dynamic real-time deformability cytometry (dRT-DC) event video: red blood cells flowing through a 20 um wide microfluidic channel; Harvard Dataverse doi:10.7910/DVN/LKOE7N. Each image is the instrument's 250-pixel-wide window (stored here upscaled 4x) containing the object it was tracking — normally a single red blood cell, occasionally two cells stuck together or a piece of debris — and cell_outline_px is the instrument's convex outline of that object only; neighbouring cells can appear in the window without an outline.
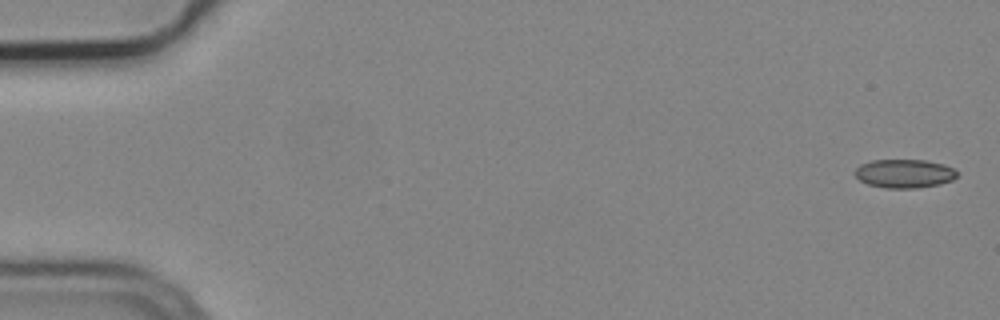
{"species": "common noctule bat (a hibernating species)", "species_latin": "Nyctalus noctula", "temperature_condition": "cold", "stored_images_in_passage": 6, "camera_frame_rate_fps": 3000, "um_per_image_px": 0.085, "animal": {"sex": "male", "body_mass_g": 19.2, "forearm_length_mm": 51.8}, "frame": {"image": 1, "passage_image": 1, "time_ms": 0.0, "image_size_px": [1000, 320], "cell_outline_px": [[960, 176], [952, 180], [940, 184], [916, 188], [888, 188], [868, 184], [860, 180], [856, 176], [856, 168], [860, 164], [872, 160], [924, 160], [944, 164], [960, 172]], "centroid_in_image_um": [76.93, 14.75], "position_along_channel_um": 8.1, "area_um2": 17.11}}
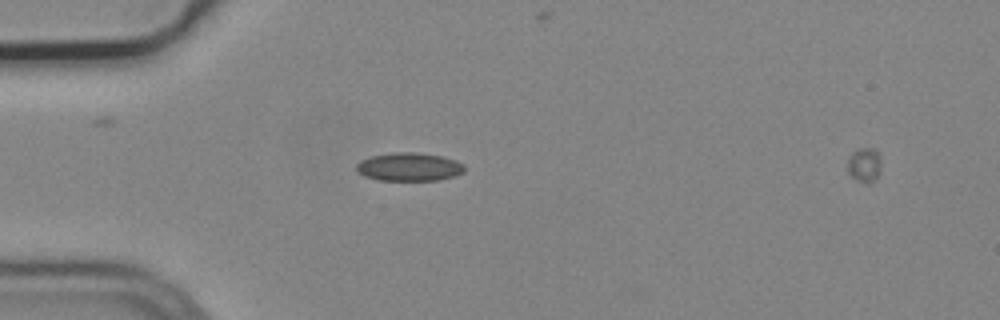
{"frame": {"image": 2, "passage_image": 5, "time_ms": 1.333, "image_size_px": [1000, 320], "cell_outline_px": [[464, 172], [456, 176], [440, 180], [380, 180], [364, 176], [356, 168], [356, 164], [360, 160], [372, 156], [392, 152], [412, 152], [444, 156], [456, 160], [464, 164]], "centroid_in_image_um": [34.81, 14.18], "position_along_channel_um": 50.2, "area_um2": 17.92}}